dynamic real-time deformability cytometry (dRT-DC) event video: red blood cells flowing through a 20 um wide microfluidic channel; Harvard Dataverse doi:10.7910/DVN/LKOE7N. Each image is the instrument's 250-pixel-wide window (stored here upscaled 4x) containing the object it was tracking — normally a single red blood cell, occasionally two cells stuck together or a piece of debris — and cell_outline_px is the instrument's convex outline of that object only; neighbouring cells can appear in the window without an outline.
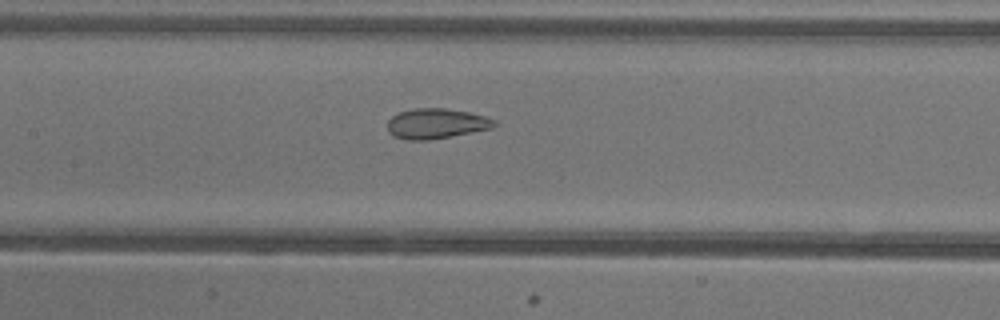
{"species": "common noctule bat (a hibernating species)", "species_latin": "Nyctalus noctula", "temperature_condition": "warm", "stored_images_in_passage": 33, "camera_frame_rate_fps": 3000, "um_per_image_px": 0.085, "animal": {"sex": "female"}, "frame": {"image": 1, "passage_image": 9, "time_ms": 2.667, "image_size_px": [1000, 320], "cell_outline_px": [[496, 124], [492, 128], [428, 140], [408, 140], [392, 136], [388, 132], [388, 120], [392, 116], [400, 112], [412, 108], [444, 108], [468, 112], [484, 116], [496, 120]], "centroid_in_image_um": [37.04, 10.5], "position_along_channel_um": 170.4, "area_um2": 18.67}}
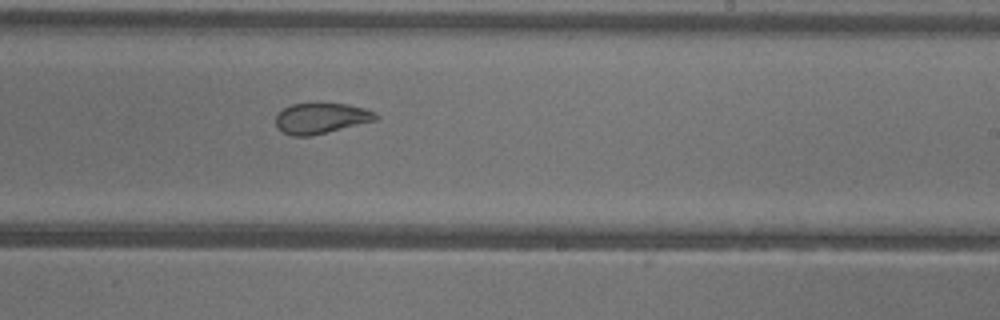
{"frame": {"image": 2, "passage_image": 16, "time_ms": 5.0, "image_size_px": [1000, 320], "cell_outline_px": [[380, 116], [376, 120], [308, 136], [292, 136], [276, 128], [276, 112], [292, 104], [320, 100], [348, 104], [364, 108], [376, 112]], "centroid_in_image_um": [27.27, 9.99], "position_along_channel_um": 261.7, "area_um2": 18.44}}
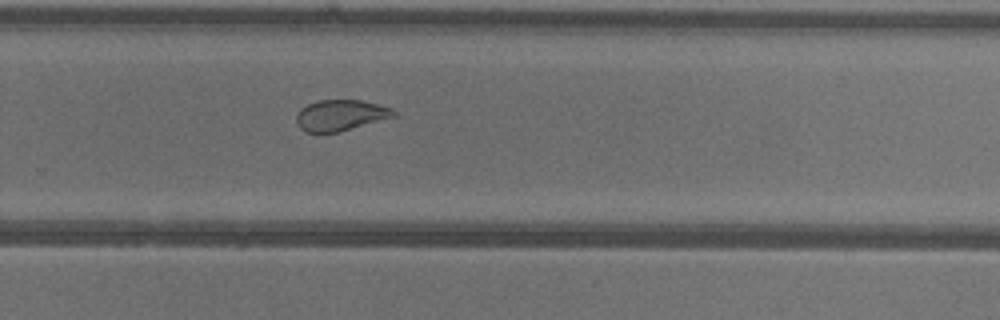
{"frame": {"image": 3, "passage_image": 19, "time_ms": 6.0, "image_size_px": [1000, 320], "cell_outline_px": [[396, 116], [336, 132], [304, 132], [296, 124], [296, 116], [300, 108], [316, 100], [360, 100], [392, 108], [396, 112]], "centroid_in_image_um": [28.9, 9.79], "position_along_channel_um": 300.9, "area_um2": 17.4}, "authors_computed_cell_mechanics": {"area_um2": 19.4208, "velocity_mm_per_s": 3.9431, "shape_relaxation_time_tau1_ms": null, "shape_relaxation_time_tau2_ms": 1.3195, "deformation_change_tau1": null, "deformation_change_tau2": 0.076}}